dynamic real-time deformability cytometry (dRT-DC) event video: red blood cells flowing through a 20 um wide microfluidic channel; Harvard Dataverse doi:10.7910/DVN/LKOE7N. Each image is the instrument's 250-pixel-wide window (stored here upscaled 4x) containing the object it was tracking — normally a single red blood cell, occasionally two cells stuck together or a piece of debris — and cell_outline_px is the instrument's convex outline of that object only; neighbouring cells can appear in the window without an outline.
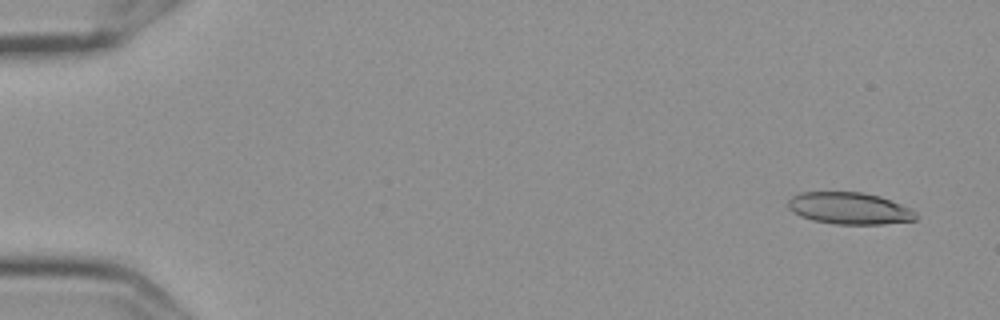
{"species": "Egyptian fruit bat (a non-hibernating species)", "species_latin": "Rousettus aegyptiacus", "temperature_condition": "cold", "stored_images_in_passage": 7, "camera_frame_rate_fps": 3000, "um_per_image_px": 0.085, "frame": {"image": 1, "passage_image": 2, "time_ms": 0.333, "image_size_px": [1000, 320], "cell_outline_px": [[920, 216], [916, 220], [884, 224], [832, 224], [812, 220], [800, 216], [792, 212], [788, 208], [788, 200], [792, 196], [800, 192], [864, 192], [880, 196], [912, 208]], "centroid_in_image_um": [72.23, 17.71], "position_along_channel_um": 12.8, "area_um2": 24.1}}
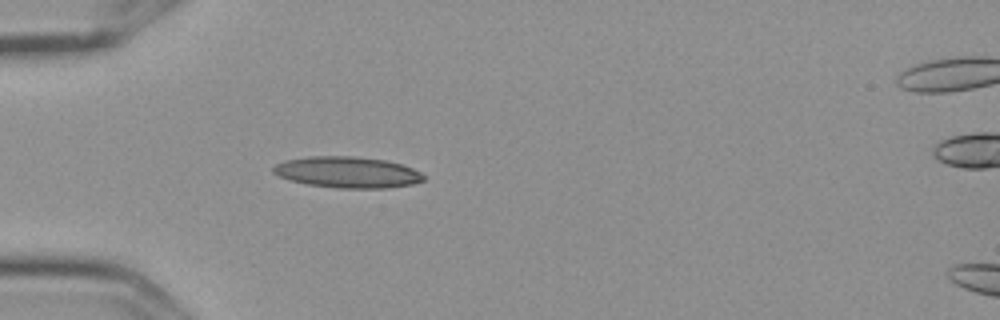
{"frame": {"image": 2, "passage_image": 6, "time_ms": 1.667, "image_size_px": [1000, 320], "cell_outline_px": [[424, 180], [412, 184], [388, 188], [340, 188], [308, 184], [288, 180], [272, 172], [272, 168], [276, 164], [284, 160], [312, 156], [356, 156], [384, 160], [400, 164], [412, 168], [420, 172], [424, 176]], "centroid_in_image_um": [29.51, 14.64], "position_along_channel_um": 55.5, "area_um2": 27.22}}